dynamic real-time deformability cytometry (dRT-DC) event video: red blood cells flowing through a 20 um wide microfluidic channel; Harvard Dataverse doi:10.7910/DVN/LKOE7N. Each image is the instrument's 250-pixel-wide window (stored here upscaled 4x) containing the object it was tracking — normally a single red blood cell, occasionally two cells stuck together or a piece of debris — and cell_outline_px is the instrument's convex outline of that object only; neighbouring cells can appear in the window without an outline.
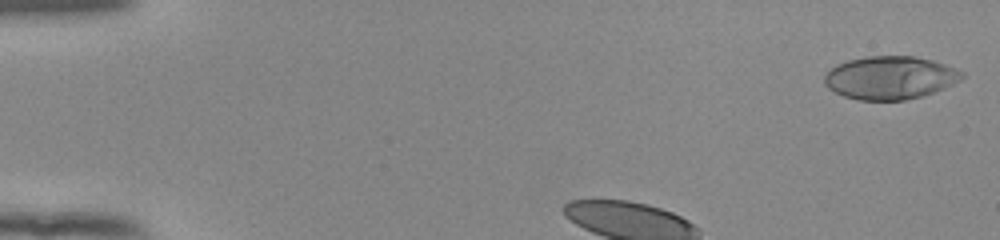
{"species": "human", "species_latin": "Homo sapiens", "temperature_condition": "room temperature", "stored_images_in_passage": 35, "camera_frame_rate_fps": 3000, "um_per_image_px": 0.085, "donor": {"sex": "female"}, "frame": {"image": 1, "passage_image": 1, "time_ms": 0.0, "image_size_px": [1000, 240], "cell_outline_px": [[964, 76], [960, 80], [944, 88], [920, 96], [904, 100], [860, 100], [844, 96], [828, 88], [824, 84], [824, 76], [836, 64], [848, 60], [868, 56], [912, 56], [932, 60], [944, 64], [964, 72]], "centroid_in_image_um": [75.64, 6.6], "position_along_channel_um": 9.4, "area_um2": 34.28}}
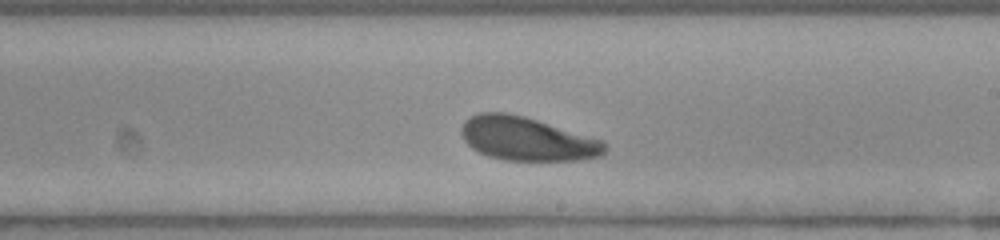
{"frame": {"image": 2, "passage_image": 23, "time_ms": 7.333, "image_size_px": [1000, 240], "cell_outline_px": [[608, 148], [600, 156], [576, 160], [504, 160], [488, 156], [472, 148], [464, 140], [460, 132], [460, 128], [464, 120], [480, 112], [504, 112], [524, 116], [604, 140]], "centroid_in_image_um": [44.79, 11.79], "position_along_channel_um": 244.2, "area_um2": 36.47}}
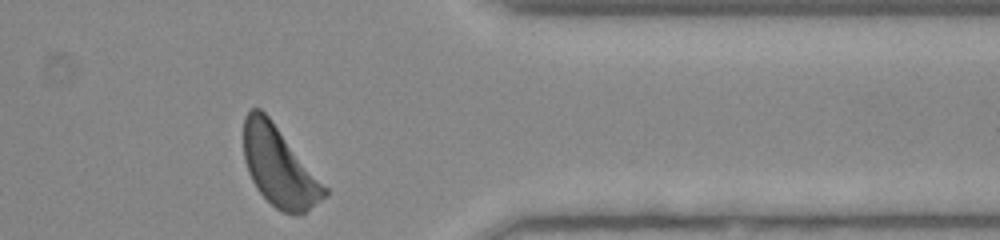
{"frame": {"image": 3, "passage_image": 35, "time_ms": 11.333, "image_size_px": [1000, 240], "cell_outline_px": [[328, 196], [304, 212], [284, 212], [276, 208], [256, 188], [248, 172], [244, 160], [244, 116], [252, 108], [260, 108], [268, 116], [328, 188]], "centroid_in_image_um": [23.72, 14.15], "position_along_channel_um": 387.7, "area_um2": 36.88}, "authors_computed_cell_mechanics": {"area_um2": 36.8764, "velocity_mm_per_s": 3.8731, "shape_relaxation_time_tau1_ms": 2.026, "shape_relaxation_time_tau2_ms": 7.2803, "deformation_change_tau1": 0.1065, "deformation_change_tau2": 0.1635}}